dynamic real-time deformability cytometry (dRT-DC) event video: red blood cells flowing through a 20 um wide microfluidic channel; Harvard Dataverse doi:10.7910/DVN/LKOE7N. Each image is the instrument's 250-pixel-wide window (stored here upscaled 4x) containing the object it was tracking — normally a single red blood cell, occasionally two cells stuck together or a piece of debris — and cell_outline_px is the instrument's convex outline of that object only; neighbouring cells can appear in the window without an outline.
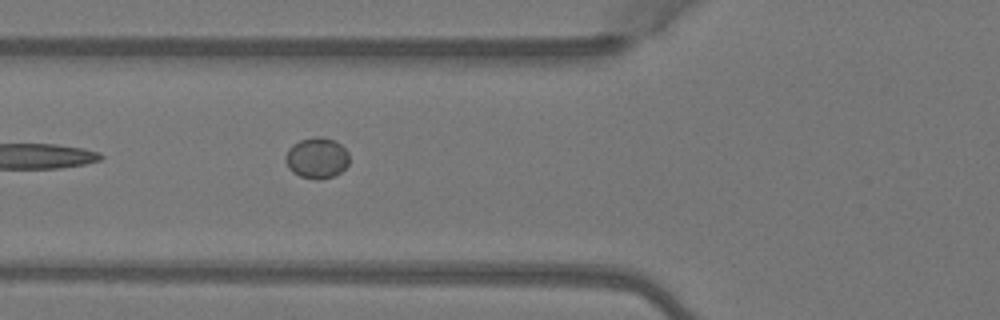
{"species": "Egyptian fruit bat (a non-hibernating species)", "species_latin": "Rousettus aegyptiacus", "temperature_condition": "warm", "stored_images_in_passage": 6, "camera_frame_rate_fps": 3000, "um_per_image_px": 0.085, "animal": {"sex": "female"}, "frame": {"image": 1, "passage_image": 6, "time_ms": 1.667, "image_size_px": [1000, 320], "cell_outline_px": [[348, 164], [340, 172], [332, 176], [320, 180], [316, 180], [300, 176], [292, 172], [288, 168], [284, 160], [284, 156], [288, 148], [292, 144], [300, 140], [316, 136], [320, 136], [336, 140], [348, 152]], "centroid_in_image_um": [26.89, 13.42], "position_along_channel_um": 98.9, "area_um2": 15.37}}